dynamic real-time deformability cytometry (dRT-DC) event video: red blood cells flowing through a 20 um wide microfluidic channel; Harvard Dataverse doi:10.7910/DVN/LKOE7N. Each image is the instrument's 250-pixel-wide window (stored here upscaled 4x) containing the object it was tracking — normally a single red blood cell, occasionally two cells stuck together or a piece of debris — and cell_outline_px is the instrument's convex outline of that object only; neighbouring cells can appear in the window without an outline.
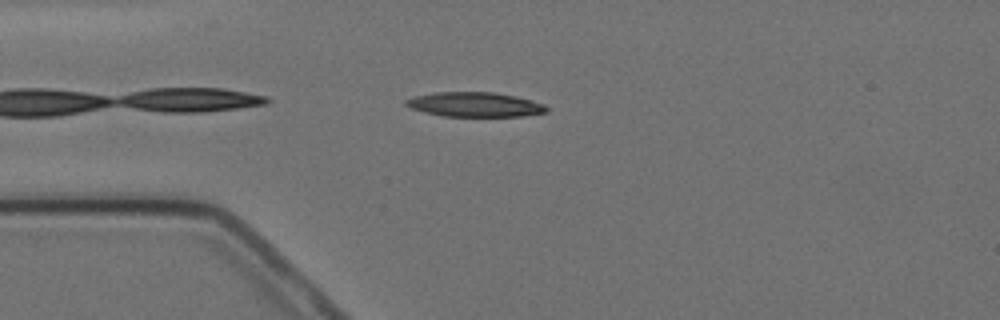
{"species": "Egyptian fruit bat (a non-hibernating species)", "species_latin": "Rousettus aegyptiacus", "temperature_condition": "cold", "stored_images_in_passage": 5, "camera_frame_rate_fps": 3000, "um_per_image_px": 0.085, "animal": {"sex": "female"}, "frame": {"image": 1, "passage_image": 4, "time_ms": 3.667, "image_size_px": [1000, 320], "cell_outline_px": [[548, 112], [524, 116], [444, 116], [424, 112], [412, 108], [404, 104], [404, 100], [412, 96], [436, 92], [496, 92], [544, 104], [548, 108]], "centroid_in_image_um": [40.32, 8.88], "position_along_channel_um": 44.7, "area_um2": 20.06}}